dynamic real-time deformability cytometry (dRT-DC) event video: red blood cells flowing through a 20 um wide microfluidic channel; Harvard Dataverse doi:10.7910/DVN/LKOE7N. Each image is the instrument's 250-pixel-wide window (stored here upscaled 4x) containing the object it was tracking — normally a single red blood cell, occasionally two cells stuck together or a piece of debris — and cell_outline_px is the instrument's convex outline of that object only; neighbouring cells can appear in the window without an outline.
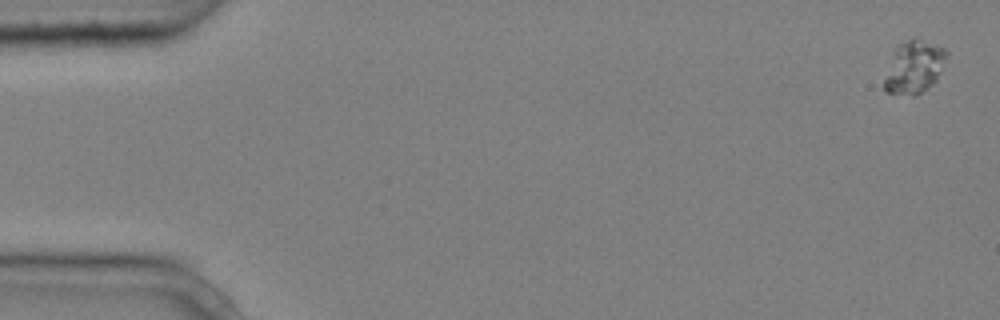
{"species": "common noctule bat (a hibernating species)", "species_latin": "Nyctalus noctula", "temperature_condition": "cold", "stored_images_in_passage": 5, "camera_frame_rate_fps": 3000, "um_per_image_px": 0.085, "animal": {"sex": "male", "body_mass_g": 20.4}, "frame": {"image": 1, "passage_image": 1, "time_ms": 0.0, "image_size_px": [1000, 320], "cell_outline_px": [[948, 52], [940, 72], [936, 80], [916, 96], [912, 96], [888, 92], [884, 88], [884, 80], [896, 44], [908, 40], [920, 40], [944, 48]], "centroid_in_image_um": [77.68, 5.72], "position_along_channel_um": 7.3, "area_um2": 18.61}}
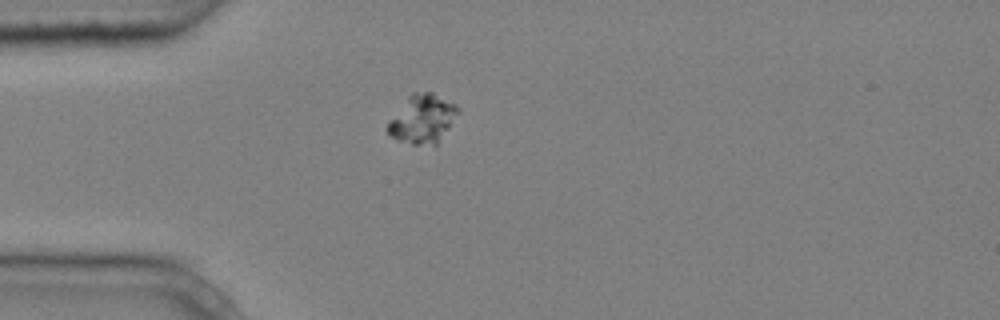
{"frame": {"image": 2, "passage_image": 5, "time_ms": 1.333, "image_size_px": [1000, 320], "cell_outline_px": [[460, 108], [448, 128], [436, 144], [412, 144], [400, 140], [392, 136], [388, 132], [388, 124], [408, 96], [412, 92], [432, 92], [456, 104]], "centroid_in_image_um": [35.94, 10.08], "position_along_channel_um": 49.1, "area_um2": 19.19}}